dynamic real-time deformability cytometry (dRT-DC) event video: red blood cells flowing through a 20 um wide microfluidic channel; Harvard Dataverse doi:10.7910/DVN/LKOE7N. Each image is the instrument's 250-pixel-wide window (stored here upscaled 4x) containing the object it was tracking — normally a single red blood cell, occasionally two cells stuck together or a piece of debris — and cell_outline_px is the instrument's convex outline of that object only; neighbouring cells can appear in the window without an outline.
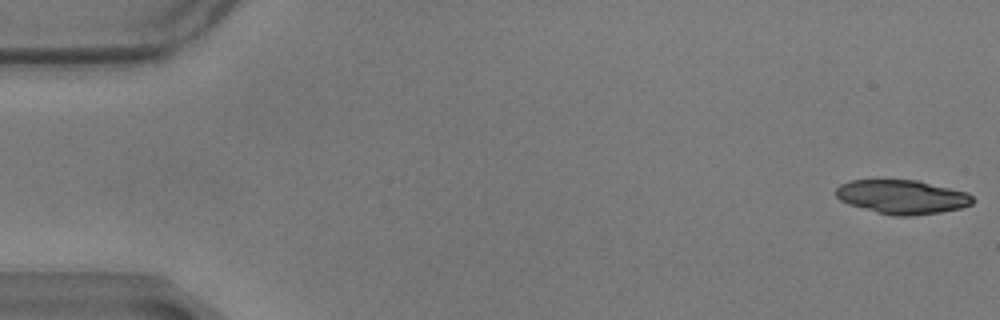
{"species": "common noctule bat (a hibernating species)", "species_latin": "Nyctalus noctula", "temperature_condition": "warm", "stored_images_in_passage": 16, "camera_frame_rate_fps": 3000, "um_per_image_px": 0.085, "animal": {"sex": "male", "body_mass_g": 17.9}, "frame": {"image": 1, "passage_image": 1, "time_ms": 0.0, "image_size_px": [1000, 320], "cell_outline_px": [[976, 200], [972, 204], [960, 208], [940, 212], [912, 216], [892, 216], [876, 212], [848, 204], [840, 200], [836, 196], [836, 188], [840, 184], [848, 180], [916, 180], [968, 192]], "centroid_in_image_um": [76.68, 16.74], "position_along_channel_um": 8.3, "area_um2": 27.22}}
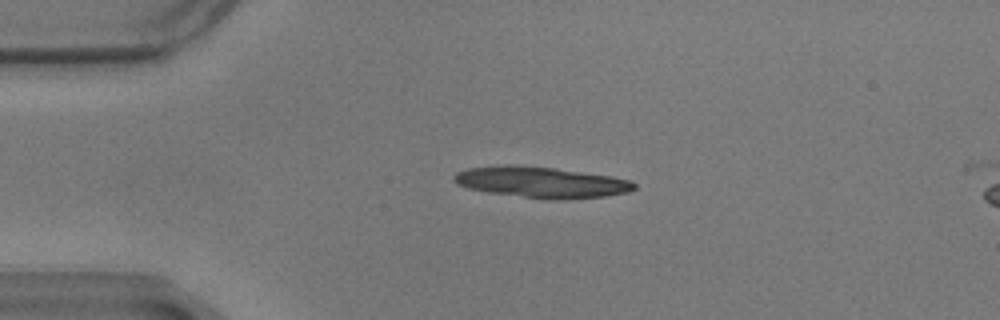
{"frame": {"image": 2, "passage_image": 13, "time_ms": 4.0, "image_size_px": [1000, 320], "cell_outline_px": [[636, 188], [628, 192], [604, 196], [524, 196], [488, 192], [468, 188], [456, 184], [452, 180], [452, 176], [456, 172], [468, 168], [556, 168], [612, 176], [632, 180], [636, 184]], "centroid_in_image_um": [46.05, 15.48], "position_along_channel_um": 39.0, "area_um2": 30.06}}